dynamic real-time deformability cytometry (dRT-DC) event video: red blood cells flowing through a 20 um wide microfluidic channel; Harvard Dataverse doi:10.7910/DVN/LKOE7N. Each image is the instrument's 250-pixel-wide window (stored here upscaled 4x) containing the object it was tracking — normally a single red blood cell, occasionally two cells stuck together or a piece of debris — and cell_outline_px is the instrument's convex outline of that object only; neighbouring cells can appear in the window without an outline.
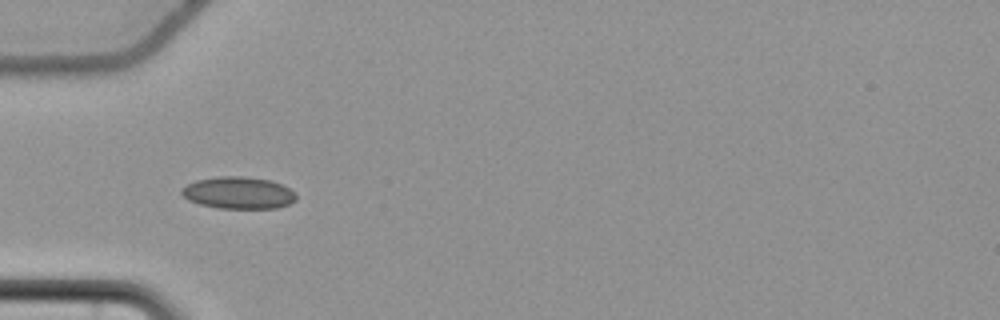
{"species": "common noctule bat (a hibernating species)", "species_latin": "Nyctalus noctula", "temperature_condition": "cold", "stored_images_in_passage": 16, "camera_frame_rate_fps": 3000, "um_per_image_px": 0.085, "animal": {"sex": "female", "body_mass_g": 22.7, "forearm_length_mm": 54.2}, "frame": {"image": 1, "passage_image": 3, "time_ms": 0.667, "image_size_px": [1000, 320], "cell_outline_px": [[296, 200], [288, 204], [276, 208], [220, 208], [200, 204], [188, 200], [180, 192], [180, 188], [196, 180], [216, 176], [244, 176], [268, 180], [280, 184], [296, 192]], "centroid_in_image_um": [20.24, 16.38], "position_along_channel_um": 64.8, "area_um2": 21.33}}
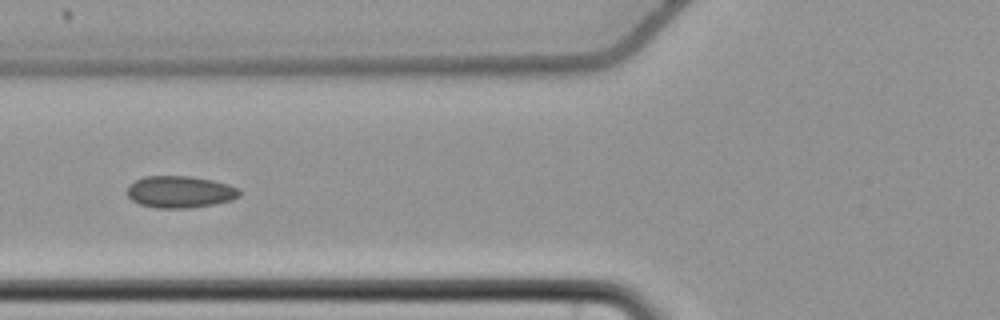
{"frame": {"image": 2, "passage_image": 7, "time_ms": 2.0, "image_size_px": [1000, 320], "cell_outline_px": [[240, 196], [232, 200], [212, 204], [188, 208], [156, 208], [140, 204], [132, 200], [128, 196], [128, 184], [144, 176], [192, 176], [212, 180], [228, 184], [236, 188], [240, 192]], "centroid_in_image_um": [15.28, 16.3], "position_along_channel_um": 110.5, "area_um2": 20.81}}